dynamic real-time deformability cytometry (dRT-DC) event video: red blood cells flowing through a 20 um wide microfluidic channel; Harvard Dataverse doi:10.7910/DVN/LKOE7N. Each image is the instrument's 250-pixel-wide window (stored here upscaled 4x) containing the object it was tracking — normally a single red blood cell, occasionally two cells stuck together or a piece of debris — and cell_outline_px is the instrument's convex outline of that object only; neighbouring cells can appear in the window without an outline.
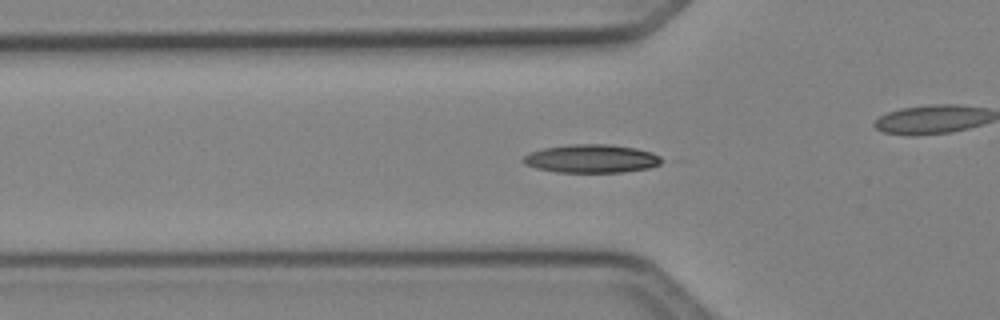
{"species": "Egyptian fruit bat (a non-hibernating species)", "species_latin": "Rousettus aegyptiacus", "temperature_condition": "cold", "stored_images_in_passage": 29, "camera_frame_rate_fps": 3000, "um_per_image_px": 0.085, "animal": {"sex": "female"}, "frame": {"image": 1, "passage_image": 14, "time_ms": 4.333, "image_size_px": [1000, 320], "cell_outline_px": [[668, 160], [660, 164], [648, 168], [624, 172], [556, 172], [536, 168], [524, 164], [520, 160], [524, 156], [532, 152], [544, 148], [568, 144], [608, 144], [636, 148], [652, 152]], "centroid_in_image_um": [50.31, 13.48], "position_along_channel_um": 75.5, "area_um2": 23.06}}
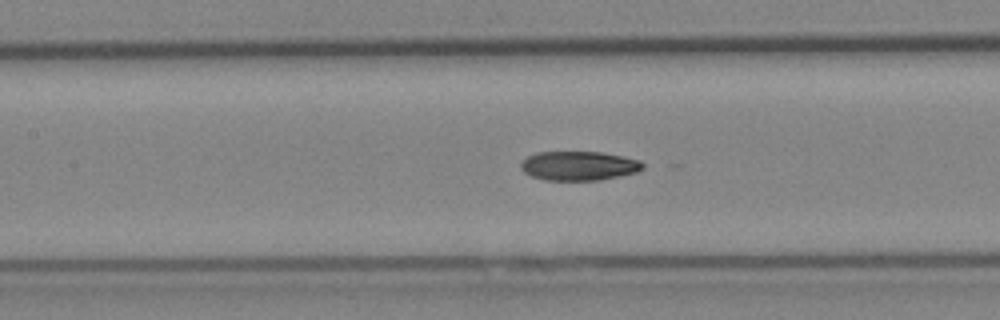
{"frame": {"image": 2, "passage_image": 20, "time_ms": 6.333, "image_size_px": [1000, 320], "cell_outline_px": [[644, 168], [636, 172], [620, 176], [600, 180], [544, 180], [532, 176], [524, 172], [520, 168], [520, 164], [528, 156], [536, 152], [600, 152], [624, 156], [640, 160], [644, 164]], "centroid_in_image_um": [49.22, 14.09], "position_along_channel_um": 158.2, "area_um2": 20.81}}
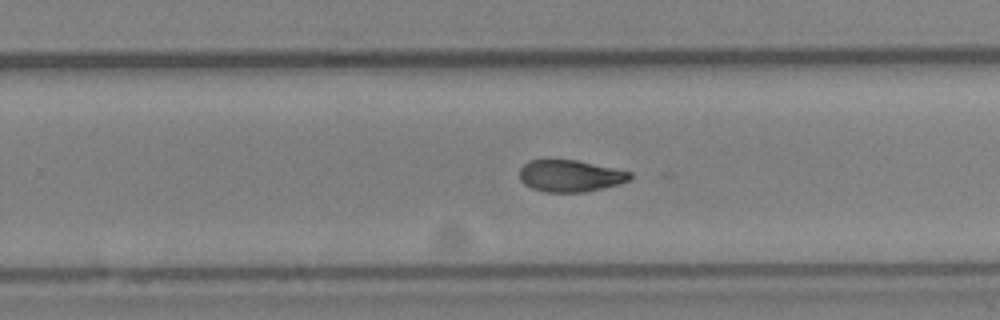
{"frame": {"image": 3, "passage_image": 29, "time_ms": 9.333, "image_size_px": [1000, 320], "cell_outline_px": [[632, 176], [628, 180], [620, 184], [584, 192], [544, 192], [532, 188], [524, 184], [520, 180], [520, 168], [528, 160], [576, 160], [632, 172]], "centroid_in_image_um": [48.45, 14.95], "position_along_channel_um": 281.3, "area_um2": 20.4}}